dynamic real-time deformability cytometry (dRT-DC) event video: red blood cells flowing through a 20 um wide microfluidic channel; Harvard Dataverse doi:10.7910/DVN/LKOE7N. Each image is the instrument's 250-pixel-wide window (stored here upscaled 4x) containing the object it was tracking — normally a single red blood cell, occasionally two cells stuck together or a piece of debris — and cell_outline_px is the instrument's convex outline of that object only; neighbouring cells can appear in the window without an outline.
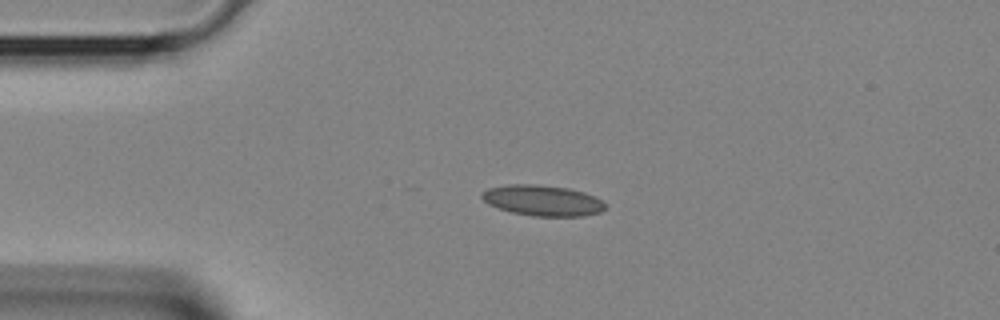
{"species": "Egyptian fruit bat (a non-hibernating species)", "species_latin": "Rousettus aegyptiacus", "temperature_condition": "room temperature", "stored_images_in_passage": 26, "camera_frame_rate_fps": 3000, "um_per_image_px": 0.085, "animal": {"sex": "female"}, "frame": {"image": 1, "passage_image": 1, "time_ms": 0.0, "image_size_px": [1000, 320], "cell_outline_px": [[608, 204], [600, 212], [584, 216], [532, 216], [512, 212], [488, 204], [480, 196], [480, 192], [488, 188], [508, 184], [536, 184], [568, 188], [584, 192], [596, 196], [604, 200]], "centroid_in_image_um": [46.15, 17.03], "position_along_channel_um": 38.9, "area_um2": 22.31}}
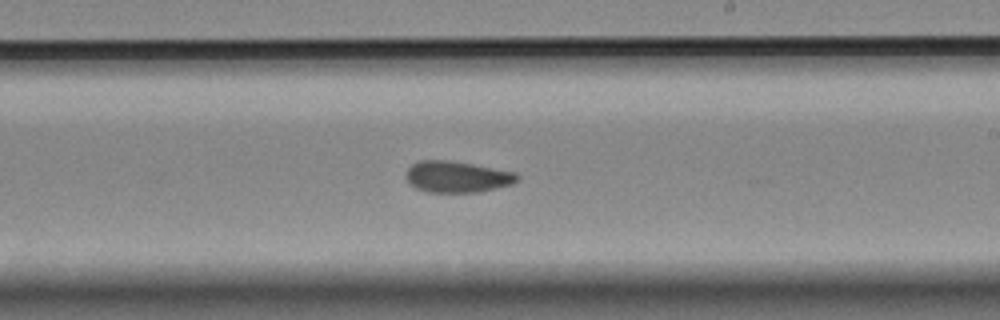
{"frame": {"image": 2, "passage_image": 15, "time_ms": 4.667, "image_size_px": [1000, 320], "cell_outline_px": [[520, 176], [512, 184], [476, 192], [428, 192], [416, 188], [404, 176], [404, 172], [412, 164], [420, 160], [448, 160], [472, 164], [516, 172]], "centroid_in_image_um": [38.82, 15.02], "position_along_channel_um": 250.2, "area_um2": 20.17}}
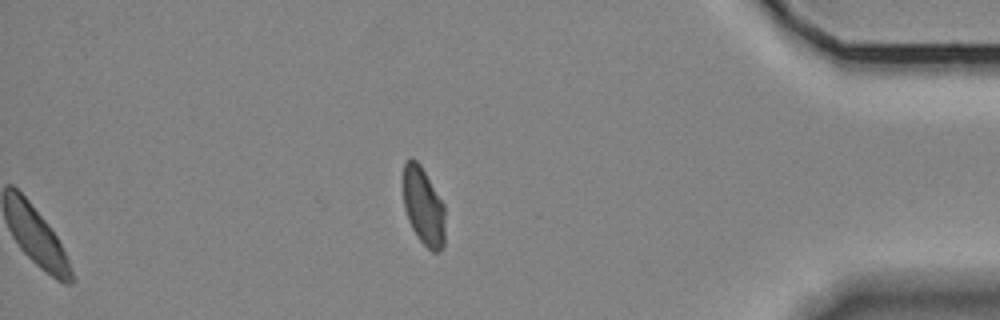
{"frame": {"image": 3, "passage_image": 26, "time_ms": 8.333, "image_size_px": [1000, 320], "cell_outline_px": [[444, 244], [436, 252], [432, 252], [416, 236], [408, 220], [404, 208], [404, 164], [412, 156], [420, 164], [444, 204]], "centroid_in_image_um": [35.99, 17.54], "position_along_channel_um": 399.2, "area_um2": 18.79}}